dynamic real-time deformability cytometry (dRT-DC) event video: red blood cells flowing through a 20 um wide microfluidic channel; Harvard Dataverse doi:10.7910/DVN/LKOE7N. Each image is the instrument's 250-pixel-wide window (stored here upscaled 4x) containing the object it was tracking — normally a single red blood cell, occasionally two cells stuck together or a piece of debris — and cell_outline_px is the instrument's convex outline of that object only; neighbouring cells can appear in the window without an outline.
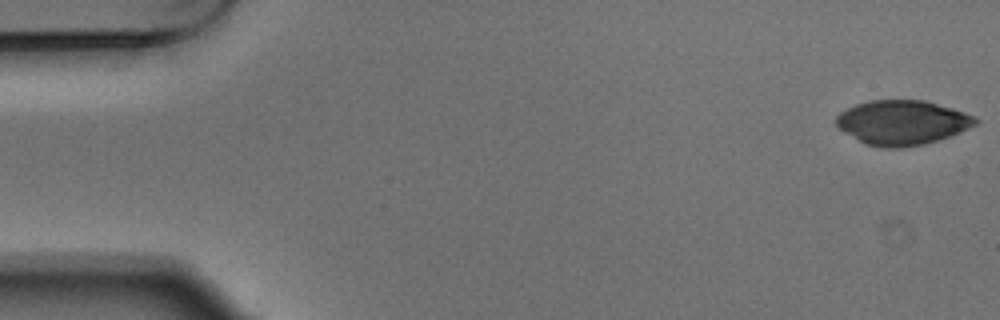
{"species": "Egyptian fruit bat (a non-hibernating species)", "species_latin": "Rousettus aegyptiacus", "temperature_condition": "warm", "stored_images_in_passage": 9, "camera_frame_rate_fps": 3000, "um_per_image_px": 0.085, "animal": {"sex": "male"}, "frame": {"image": 1, "passage_image": 1, "time_ms": 0.0, "image_size_px": [1000, 320], "cell_outline_px": [[980, 120], [976, 124], [960, 132], [924, 144], [900, 148], [884, 148], [864, 144], [844, 132], [836, 124], [836, 116], [840, 112], [856, 104], [868, 100], [924, 100], [952, 108], [964, 112]], "centroid_in_image_um": [76.66, 10.41], "position_along_channel_um": 8.3, "area_um2": 36.01}}